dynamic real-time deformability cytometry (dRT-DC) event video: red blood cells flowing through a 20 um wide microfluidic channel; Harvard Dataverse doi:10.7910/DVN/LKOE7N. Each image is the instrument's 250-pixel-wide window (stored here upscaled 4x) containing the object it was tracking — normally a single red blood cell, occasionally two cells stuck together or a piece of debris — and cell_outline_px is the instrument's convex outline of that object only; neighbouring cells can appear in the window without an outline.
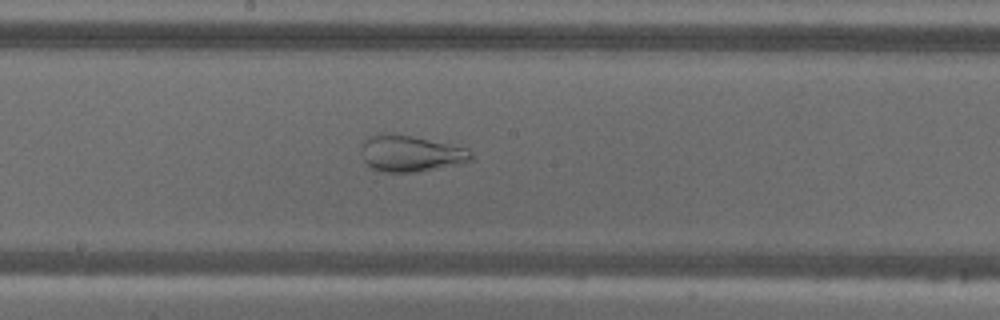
{"species": "common noctule bat (a hibernating species)", "species_latin": "Nyctalus noctula", "temperature_condition": "warm", "stored_images_in_passage": 56, "camera_frame_rate_fps": 3000, "um_per_image_px": 0.085, "animal": {"sex": "male", "body_mass_g": 18.8}, "frame": {"image": 1, "passage_image": 30, "time_ms": 9.667, "image_size_px": [1000, 320], "cell_outline_px": [[472, 160], [464, 164], [416, 172], [384, 172], [372, 168], [364, 160], [364, 140], [368, 136], [412, 136], [468, 148], [472, 152]], "centroid_in_image_um": [35.03, 13.1], "position_along_channel_um": 213.2, "area_um2": 22.6}}
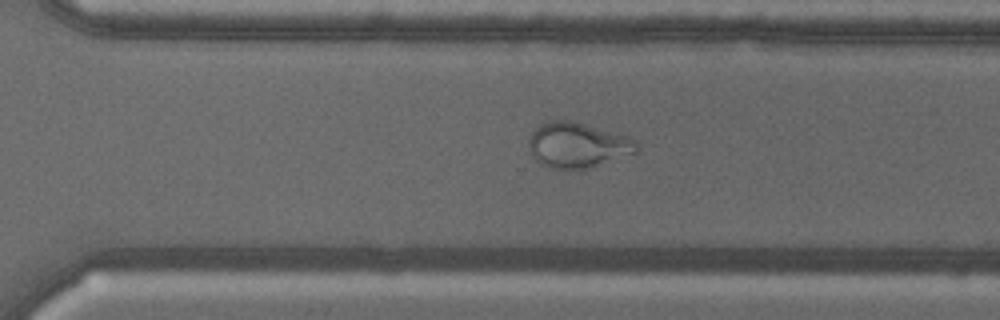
{"frame": {"image": 2, "passage_image": 39, "time_ms": 12.667, "image_size_px": [1000, 320], "cell_outline_px": [[640, 152], [636, 156], [588, 168], [552, 168], [540, 164], [536, 160], [528, 148], [528, 140], [532, 132], [540, 124], [552, 120], [572, 120], [628, 136], [636, 140], [640, 148]], "centroid_in_image_um": [49.19, 12.34], "position_along_channel_um": 321.4, "area_um2": 29.13}}
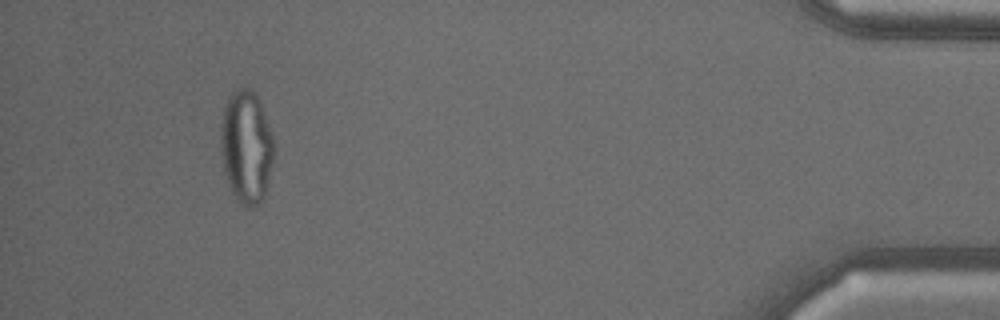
{"frame": {"image": 3, "passage_image": 52, "time_ms": 17.0, "image_size_px": [1000, 320], "cell_outline_px": [[272, 160], [264, 200], [252, 208], [248, 208], [240, 204], [232, 192], [224, 172], [220, 156], [220, 124], [224, 108], [228, 96], [236, 88], [252, 88], [256, 92], [264, 112], [272, 136]], "centroid_in_image_um": [20.9, 12.47], "position_along_channel_um": 414.3, "area_um2": 35.26}}